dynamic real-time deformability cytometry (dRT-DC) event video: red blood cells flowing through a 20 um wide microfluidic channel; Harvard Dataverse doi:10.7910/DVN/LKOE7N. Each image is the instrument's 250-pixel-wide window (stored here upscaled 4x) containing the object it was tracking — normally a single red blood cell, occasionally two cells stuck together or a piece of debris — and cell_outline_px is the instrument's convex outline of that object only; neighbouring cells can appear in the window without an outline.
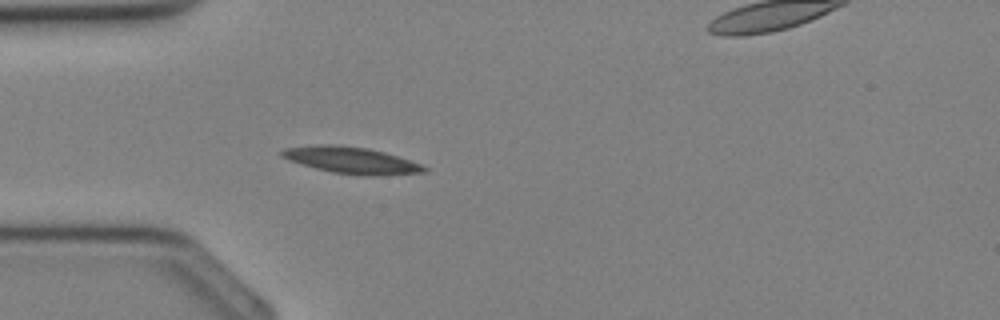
{"species": "Egyptian fruit bat (a non-hibernating species)", "species_latin": "Rousettus aegyptiacus", "temperature_condition": "cold", "stored_images_in_passage": 30, "camera_frame_rate_fps": 3000, "um_per_image_px": 0.085, "animal": {"sex": "female"}, "frame": {"image": 1, "passage_image": 7, "time_ms": 2.0, "image_size_px": [1000, 320], "cell_outline_px": [[428, 172], [376, 176], [364, 176], [332, 172], [316, 168], [288, 160], [280, 156], [276, 152], [284, 148], [320, 144], [332, 144], [368, 148], [384, 152], [420, 164], [428, 168]], "centroid_in_image_um": [29.82, 13.62], "position_along_channel_um": 55.2, "area_um2": 22.14}}
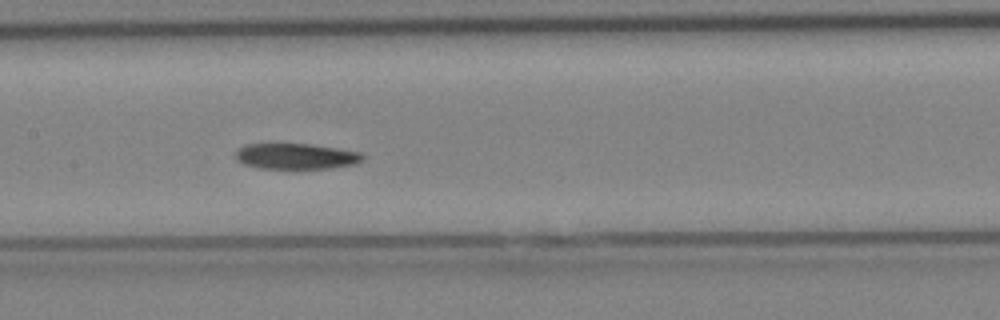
{"frame": {"image": 2, "passage_image": 14, "time_ms": 4.333, "image_size_px": [1000, 320], "cell_outline_px": [[364, 160], [356, 164], [328, 168], [256, 168], [244, 164], [236, 160], [236, 152], [244, 144], [312, 144], [340, 148], [364, 152]], "centroid_in_image_um": [25.22, 13.27], "position_along_channel_um": 182.2, "area_um2": 19.25}}
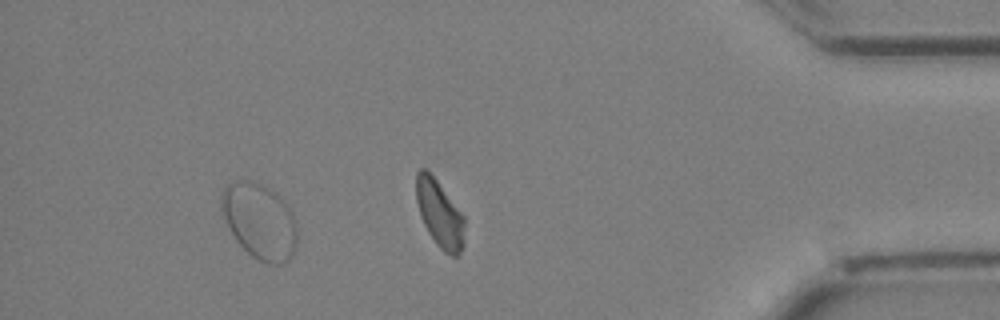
{"frame": {"image": 3, "passage_image": 27, "time_ms": 8.667, "image_size_px": [1000, 320], "cell_outline_px": [[296, 244], [292, 256], [284, 264], [268, 264], [252, 256], [236, 240], [220, 208], [220, 196], [224, 188], [228, 184], [240, 180], [248, 180], [260, 184], [276, 192], [292, 212], [296, 220]], "centroid_in_image_um": [22.07, 18.79], "position_along_channel_um": 413.1, "area_um2": 33.18}}